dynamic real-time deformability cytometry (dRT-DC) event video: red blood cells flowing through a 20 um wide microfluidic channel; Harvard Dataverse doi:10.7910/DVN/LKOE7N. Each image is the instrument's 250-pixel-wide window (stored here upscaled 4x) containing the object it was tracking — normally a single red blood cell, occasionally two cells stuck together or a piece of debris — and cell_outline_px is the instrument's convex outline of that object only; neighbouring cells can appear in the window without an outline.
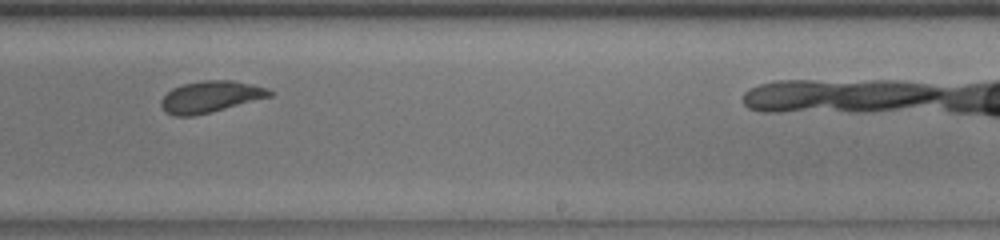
{"species": "common noctule bat (a hibernating species)", "species_latin": "Nyctalus noctula", "temperature_condition": "room temperature", "stored_images_in_passage": 29, "camera_frame_rate_fps": 3000, "um_per_image_px": 0.085, "animal": {"sex": "male", "body_mass_g": 13.0, "forearm_length_mm": 53.1}, "frame": {"image": 1, "passage_image": 17, "time_ms": 5.333, "image_size_px": [1000, 240], "cell_outline_px": [[272, 96], [212, 112], [192, 116], [172, 116], [164, 112], [160, 104], [160, 100], [172, 88], [184, 84], [204, 80], [232, 80], [252, 84], [268, 88], [272, 92]], "centroid_in_image_um": [17.87, 8.23], "position_along_channel_um": 271.1, "area_um2": 20.0}}